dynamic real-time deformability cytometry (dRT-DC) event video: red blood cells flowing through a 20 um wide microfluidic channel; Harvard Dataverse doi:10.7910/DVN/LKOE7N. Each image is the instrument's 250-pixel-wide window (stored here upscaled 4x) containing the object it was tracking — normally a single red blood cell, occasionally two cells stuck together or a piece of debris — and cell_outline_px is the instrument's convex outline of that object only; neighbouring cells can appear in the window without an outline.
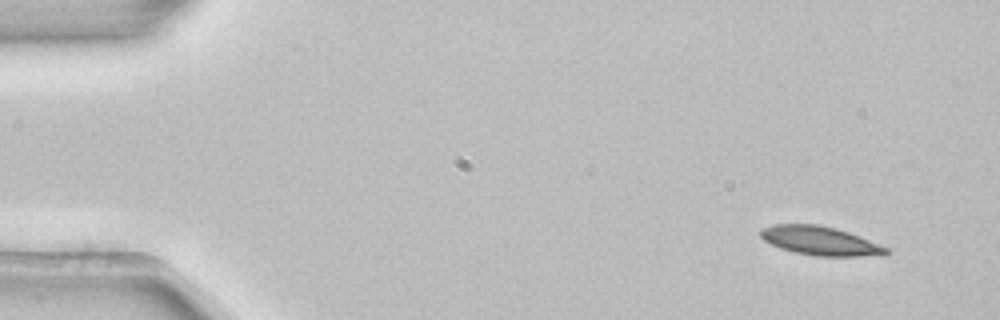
{"species": "common noctule bat (a hibernating species)", "species_latin": "Nyctalus noctula", "temperature_condition": "room temperature", "stored_images_in_passage": 3, "camera_frame_rate_fps": 3000, "um_per_image_px": 0.085, "animal": {"sex": "female", "body_mass_g": 22.7, "forearm_length_mm": 54.2}, "frame": {"image": 1, "passage_image": 1, "time_ms": 0.0, "image_size_px": [1000, 320], "cell_outline_px": [[888, 252], [884, 256], [816, 256], [796, 252], [780, 248], [764, 240], [760, 236], [760, 228], [772, 224], [820, 224], [836, 228], [848, 232], [888, 248]], "centroid_in_image_um": [69.69, 20.46], "position_along_channel_um": 15.3, "area_um2": 21.1}}